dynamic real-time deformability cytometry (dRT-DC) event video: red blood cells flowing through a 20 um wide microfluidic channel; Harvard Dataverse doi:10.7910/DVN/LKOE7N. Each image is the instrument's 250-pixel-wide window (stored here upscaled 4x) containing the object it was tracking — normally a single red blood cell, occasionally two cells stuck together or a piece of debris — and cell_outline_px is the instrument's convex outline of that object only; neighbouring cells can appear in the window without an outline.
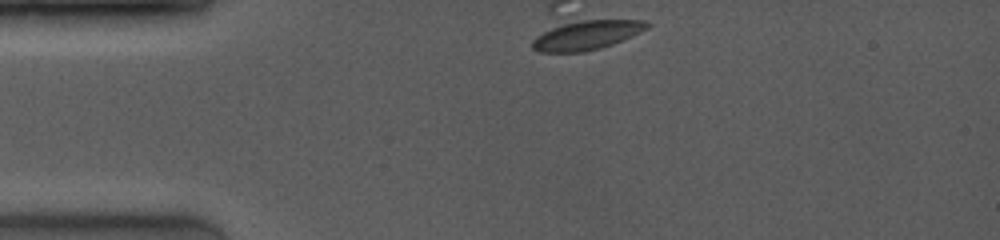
{"species": "common noctule bat (a hibernating species)", "species_latin": "Nyctalus noctula", "temperature_condition": "room temperature", "stored_images_in_passage": 2, "camera_frame_rate_fps": 4000, "um_per_image_px": 0.085, "animal": {"sex": "female", "body_mass_g": 19.0, "forearm_length_mm": 53.3}, "frame": {"image": 1, "passage_image": 1, "time_ms": 0.0, "image_size_px": [1000, 240], "cell_outline_px": [[652, 24], [648, 28], [632, 36], [612, 44], [600, 48], [584, 52], [536, 52], [532, 48], [532, 40], [536, 36], [556, 20], [644, 20]], "centroid_in_image_um": [49.76, 2.95], "position_along_channel_um": 35.2, "area_um2": 20.35}}